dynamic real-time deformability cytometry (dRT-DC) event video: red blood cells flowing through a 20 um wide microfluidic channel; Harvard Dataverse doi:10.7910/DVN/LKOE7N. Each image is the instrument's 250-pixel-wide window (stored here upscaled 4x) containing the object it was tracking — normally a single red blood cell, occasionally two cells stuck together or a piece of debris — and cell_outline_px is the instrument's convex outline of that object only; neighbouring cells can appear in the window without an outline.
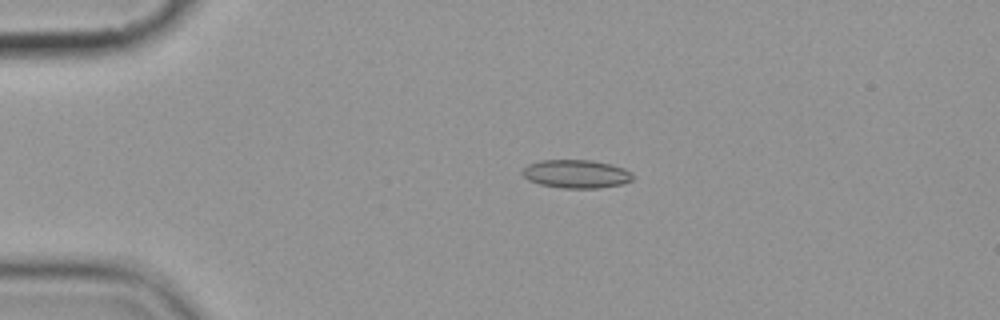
{"species": "common noctule bat (a hibernating species)", "species_latin": "Nyctalus noctula", "temperature_condition": "cold", "stored_images_in_passage": 6, "camera_frame_rate_fps": 3000, "um_per_image_px": 0.085, "animal": {"sex": "female", "body_mass_g": 19.9}, "frame": {"image": 1, "passage_image": 3, "time_ms": 3.0, "image_size_px": [1000, 320], "cell_outline_px": [[632, 180], [620, 184], [600, 188], [560, 188], [540, 184], [528, 180], [524, 176], [524, 168], [528, 164], [540, 160], [592, 160], [612, 164], [624, 168], [632, 172]], "centroid_in_image_um": [48.99, 14.78], "position_along_channel_um": 36.0, "area_um2": 18.21}}
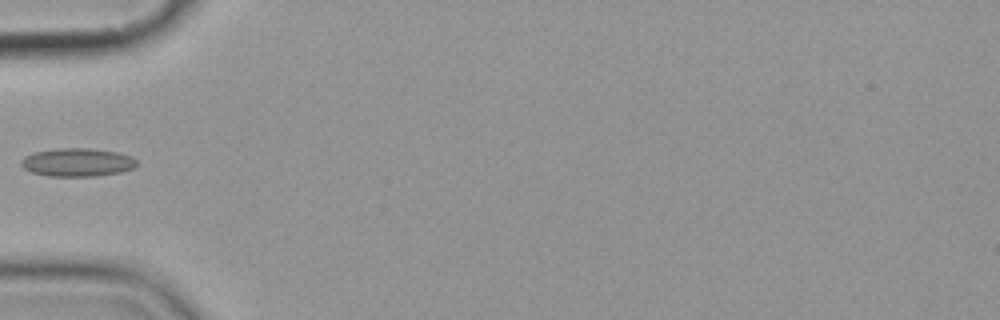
{"frame": {"image": 2, "passage_image": 5, "time_ms": 5.333, "image_size_px": [1000, 320], "cell_outline_px": [[136, 164], [132, 168], [120, 172], [96, 176], [48, 176], [32, 172], [24, 168], [20, 164], [20, 160], [24, 156], [36, 152], [56, 148], [88, 148], [116, 152], [132, 156], [136, 160]], "centroid_in_image_um": [6.55, 13.79], "position_along_channel_um": 78.5, "area_um2": 18.96}}
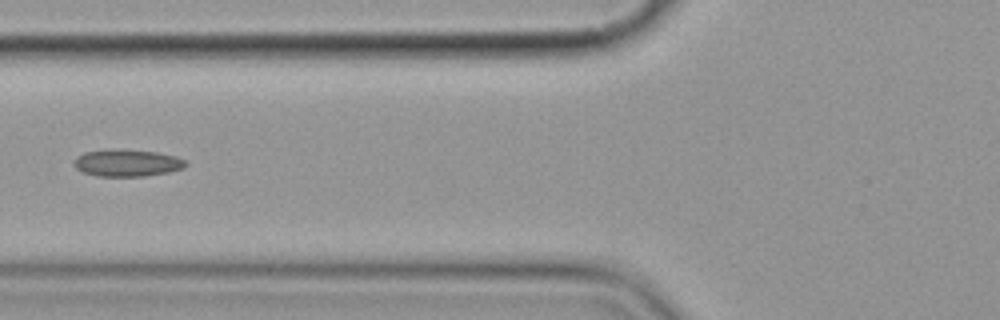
{"frame": {"image": 3, "passage_image": 6, "time_ms": 6.333, "image_size_px": [1000, 320], "cell_outline_px": [[188, 164], [184, 168], [168, 172], [144, 176], [96, 176], [84, 172], [76, 168], [76, 156], [84, 152], [108, 148], [116, 148], [156, 152], [176, 156], [184, 160]], "centroid_in_image_um": [10.81, 13.83], "position_along_channel_um": 115.0, "area_um2": 17.69}}